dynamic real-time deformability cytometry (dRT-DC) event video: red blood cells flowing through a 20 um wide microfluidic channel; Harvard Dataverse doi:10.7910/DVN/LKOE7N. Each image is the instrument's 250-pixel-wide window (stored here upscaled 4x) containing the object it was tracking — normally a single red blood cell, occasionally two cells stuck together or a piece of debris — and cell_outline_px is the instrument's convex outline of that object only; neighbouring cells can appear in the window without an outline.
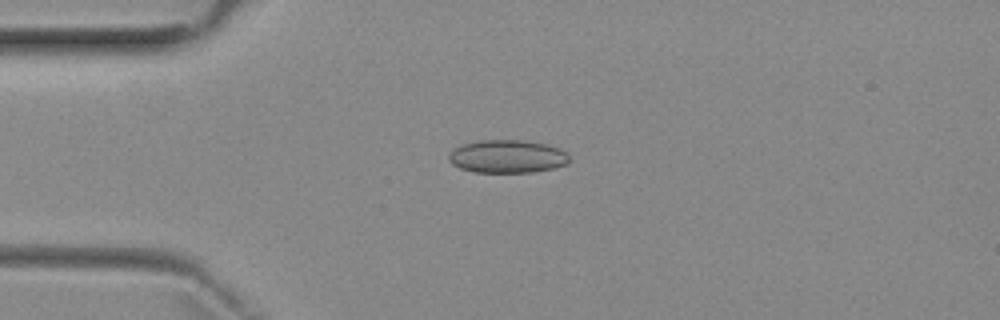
{"species": "common noctule bat (a hibernating species)", "species_latin": "Nyctalus noctula", "temperature_condition": "room temperature", "stored_images_in_passage": 6, "camera_frame_rate_fps": 3000, "um_per_image_px": 0.085, "animal": {"sex": "female", "body_mass_g": 29.2, "forearm_length_mm": 56.3}, "frame": {"image": 1, "passage_image": 4, "time_ms": 3.333, "image_size_px": [1000, 320], "cell_outline_px": [[568, 164], [552, 168], [532, 172], [476, 172], [460, 168], [452, 164], [448, 160], [448, 156], [456, 148], [464, 144], [480, 140], [524, 140], [548, 144], [560, 148], [568, 156]], "centroid_in_image_um": [43.13, 13.29], "position_along_channel_um": 41.9, "area_um2": 23.06}}
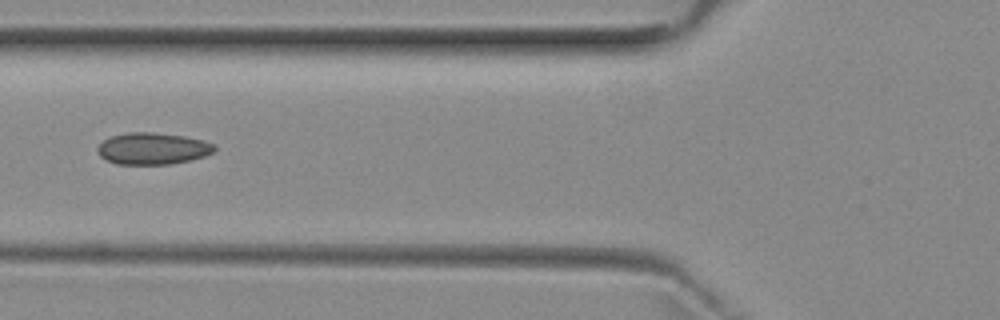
{"frame": {"image": 2, "passage_image": 6, "time_ms": 5.667, "image_size_px": [1000, 320], "cell_outline_px": [[216, 148], [212, 152], [204, 156], [188, 160], [168, 164], [116, 164], [100, 156], [96, 148], [104, 140], [112, 136], [128, 132], [152, 132], [184, 136], [216, 144]], "centroid_in_image_um": [12.96, 12.62], "position_along_channel_um": 112.8, "area_um2": 21.39}}